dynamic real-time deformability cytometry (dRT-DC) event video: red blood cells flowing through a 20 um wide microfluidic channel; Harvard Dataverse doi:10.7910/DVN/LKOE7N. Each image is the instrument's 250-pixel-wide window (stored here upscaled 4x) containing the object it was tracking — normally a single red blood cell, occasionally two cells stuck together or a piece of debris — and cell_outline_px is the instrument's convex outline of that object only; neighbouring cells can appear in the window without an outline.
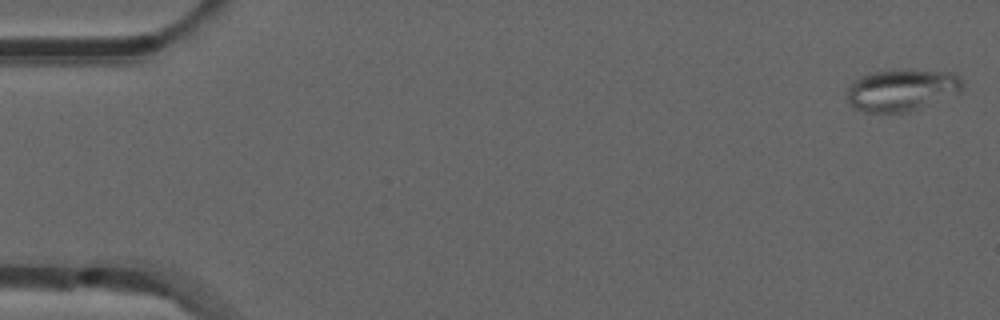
{"species": "common noctule bat (a hibernating species)", "species_latin": "Nyctalus noctula", "temperature_condition": "room temperature", "stored_images_in_passage": 52, "camera_frame_rate_fps": 3000, "um_per_image_px": 0.085, "animal": {"sex": "male", "forearm_length_mm": 52.5}, "frame": {"image": 1, "passage_image": 1, "time_ms": 0.0, "image_size_px": [1000, 320], "cell_outline_px": [[964, 84], [960, 92], [908, 112], [864, 112], [852, 108], [848, 100], [848, 88], [860, 76], [876, 72], [908, 68], [956, 72], [964, 80]], "centroid_in_image_um": [76.7, 7.62], "position_along_channel_um": 8.3, "area_um2": 28.5}}
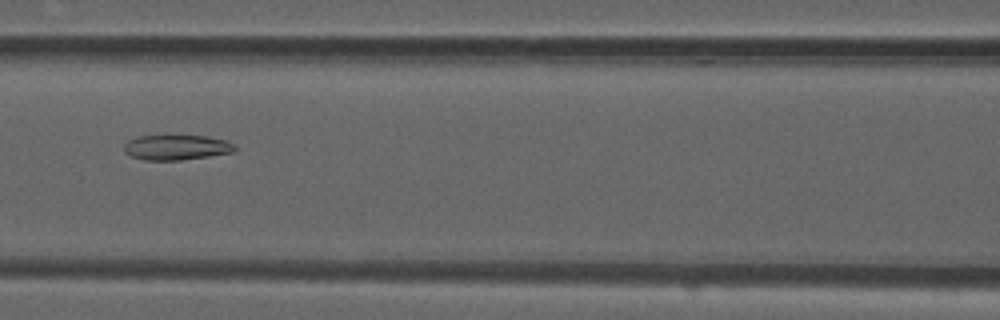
{"frame": {"image": 2, "passage_image": 23, "time_ms": 7.333, "image_size_px": [1000, 320], "cell_outline_px": [[236, 152], [180, 160], [144, 160], [132, 156], [124, 152], [124, 144], [128, 140], [140, 136], [208, 136], [228, 140], [236, 148]], "centroid_in_image_um": [15.02, 12.53], "position_along_channel_um": 151.6, "area_um2": 16.18}}
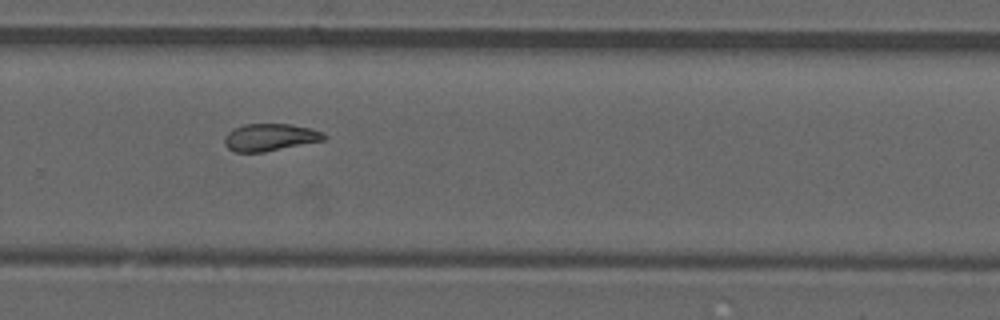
{"frame": {"image": 3, "passage_image": 35, "time_ms": 11.333, "image_size_px": [1000, 320], "cell_outline_px": [[328, 136], [324, 140], [264, 152], [236, 152], [228, 148], [224, 144], [224, 136], [228, 132], [244, 124], [288, 124], [312, 128], [324, 132]], "centroid_in_image_um": [22.97, 11.67], "position_along_channel_um": 306.8, "area_um2": 15.84}, "authors_computed_cell_mechanics": {"area_um2": 16.8198, "velocity_mm_per_s": 3.8969, "shape_relaxation_time_tau1_ms": null, "shape_relaxation_time_tau2_ms": 6.7356, "deformation_change_tau1": null, "deformation_change_tau2": 0.1403}}